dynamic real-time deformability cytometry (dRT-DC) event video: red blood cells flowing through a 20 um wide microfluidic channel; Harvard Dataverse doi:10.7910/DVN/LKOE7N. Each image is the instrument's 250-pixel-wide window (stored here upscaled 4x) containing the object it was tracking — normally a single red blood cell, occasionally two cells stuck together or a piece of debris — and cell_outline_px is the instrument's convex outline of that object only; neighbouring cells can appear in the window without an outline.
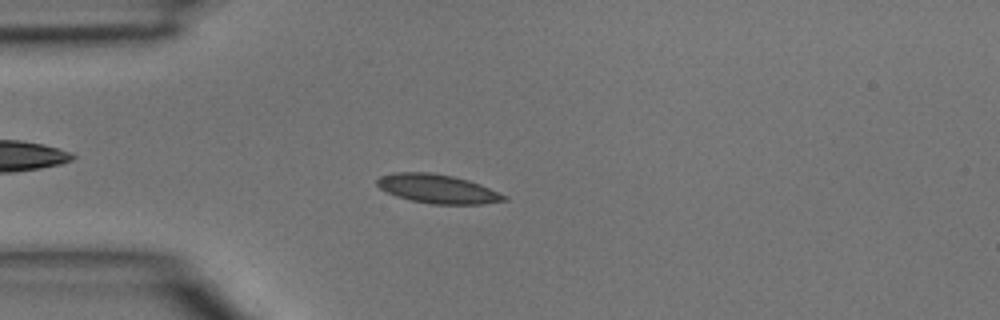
{"species": "common noctule bat (a hibernating species)", "species_latin": "Nyctalus noctula", "temperature_condition": "room temperature", "stored_images_in_passage": 46, "camera_frame_rate_fps": 3000, "um_per_image_px": 0.085, "animal": {"sex": "male", "body_mass_g": 15.6}, "frame": {"image": 1, "passage_image": 12, "time_ms": 3.667, "image_size_px": [1000, 320], "cell_outline_px": [[508, 200], [480, 204], [432, 204], [412, 200], [396, 196], [380, 188], [376, 184], [376, 180], [380, 176], [392, 172], [428, 172], [452, 176], [468, 180], [480, 184], [508, 196]], "centroid_in_image_um": [37.19, 16.04], "position_along_channel_um": 47.8, "area_um2": 21.33}}
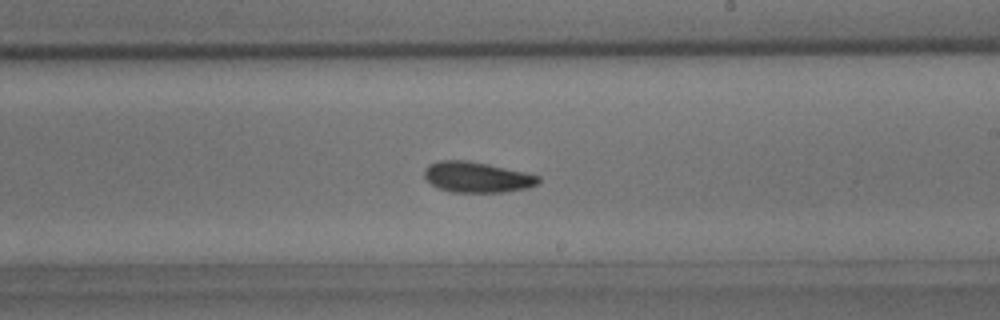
{"frame": {"image": 2, "passage_image": 27, "time_ms": 8.667, "image_size_px": [1000, 320], "cell_outline_px": [[540, 180], [536, 184], [528, 188], [504, 192], [452, 192], [440, 188], [432, 184], [424, 176], [424, 168], [428, 164], [440, 160], [468, 160], [488, 164], [524, 172], [540, 176]], "centroid_in_image_um": [40.53, 15.05], "position_along_channel_um": 248.5, "area_um2": 20.29}}
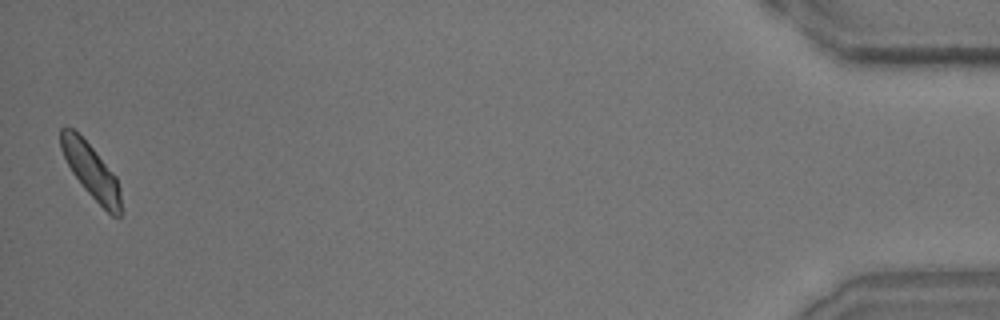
{"frame": {"image": 3, "passage_image": 46, "time_ms": 15.0, "image_size_px": [1000, 320], "cell_outline_px": [[120, 216], [112, 216], [84, 188], [72, 172], [60, 148], [60, 128], [72, 128], [92, 148], [116, 176], [120, 188]], "centroid_in_image_um": [7.74, 14.53], "position_along_channel_um": 427.5, "area_um2": 18.44}}